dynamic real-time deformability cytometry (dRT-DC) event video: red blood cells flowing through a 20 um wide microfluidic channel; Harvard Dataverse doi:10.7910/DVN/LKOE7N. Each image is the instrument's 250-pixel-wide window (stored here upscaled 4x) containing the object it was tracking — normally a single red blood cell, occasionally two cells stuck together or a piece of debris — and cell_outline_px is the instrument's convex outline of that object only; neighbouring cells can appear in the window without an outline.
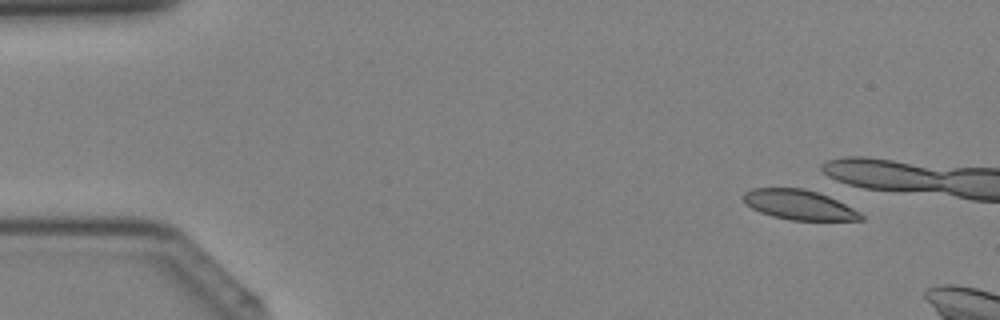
{"species": "Egyptian fruit bat (a non-hibernating species)", "species_latin": "Rousettus aegyptiacus", "temperature_condition": "cold", "stored_images_in_passage": 5, "camera_frame_rate_fps": 3000, "um_per_image_px": 0.085, "animal": {"sex": "female"}, "frame": {"image": 1, "passage_image": 4, "time_ms": 1.0, "image_size_px": [1000, 320], "cell_outline_px": [[864, 220], [792, 220], [772, 216], [760, 212], [744, 204], [744, 192], [752, 188], [804, 188], [828, 196], [860, 212], [864, 216]], "centroid_in_image_um": [67.9, 17.41], "position_along_channel_um": 17.1, "area_um2": 20.29}}